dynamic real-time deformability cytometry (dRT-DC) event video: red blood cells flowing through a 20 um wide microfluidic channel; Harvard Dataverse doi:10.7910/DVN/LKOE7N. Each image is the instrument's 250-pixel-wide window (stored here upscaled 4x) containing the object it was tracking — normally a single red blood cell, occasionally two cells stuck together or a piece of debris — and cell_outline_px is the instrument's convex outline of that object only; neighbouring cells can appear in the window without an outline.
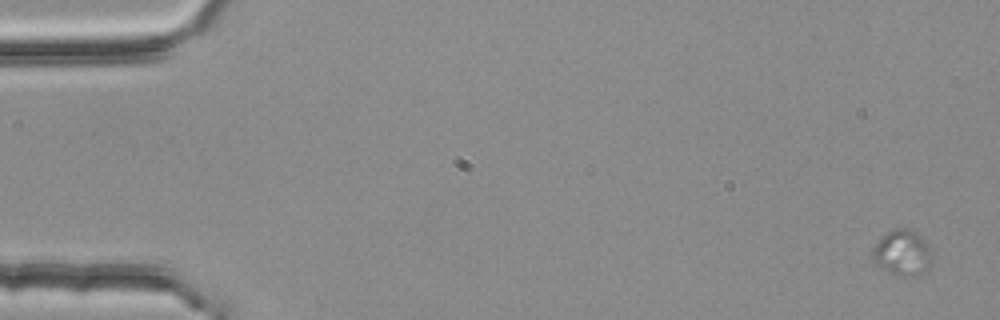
{"species": "common noctule bat (a hibernating species)", "species_latin": "Nyctalus noctula", "temperature_condition": "room temperature", "stored_images_in_passage": 5, "camera_frame_rate_fps": 3000, "um_per_image_px": 0.085, "animal": {"sex": "female", "body_mass_g": 25.1}, "frame": {"image": 1, "passage_image": 1, "time_ms": 0.0, "image_size_px": [1000, 320], "cell_outline_px": [[932, 264], [928, 268], [916, 276], [896, 276], [872, 260], [872, 248], [892, 228], [908, 228], [916, 232], [928, 244], [932, 260]], "centroid_in_image_um": [76.72, 21.49], "position_along_channel_um": 8.3, "area_um2": 15.66}}